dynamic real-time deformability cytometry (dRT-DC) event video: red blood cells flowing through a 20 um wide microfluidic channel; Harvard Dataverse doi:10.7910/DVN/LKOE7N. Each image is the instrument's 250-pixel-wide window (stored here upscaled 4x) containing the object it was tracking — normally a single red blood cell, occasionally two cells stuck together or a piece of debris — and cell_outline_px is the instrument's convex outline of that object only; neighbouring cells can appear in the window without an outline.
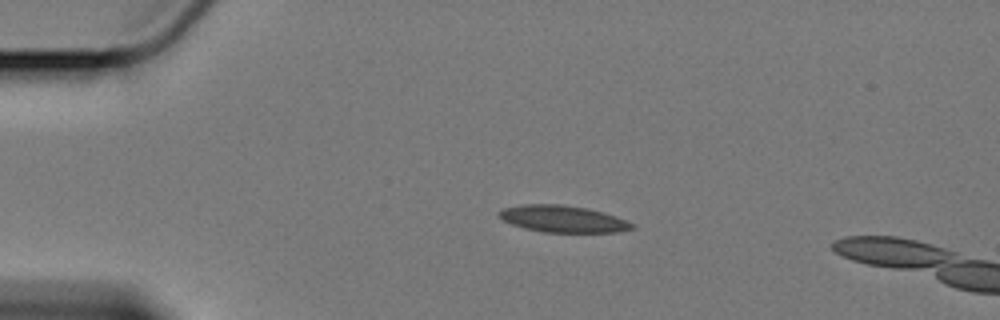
{"species": "Egyptian fruit bat (a non-hibernating species)", "species_latin": "Rousettus aegyptiacus", "temperature_condition": "cold", "stored_images_in_passage": 5, "camera_frame_rate_fps": 3000, "um_per_image_px": 0.085, "animal": {"sex": "female"}, "frame": {"image": 1, "passage_image": 1, "time_ms": 0.0, "image_size_px": [1000, 320], "cell_outline_px": [[636, 228], [616, 232], [544, 232], [524, 228], [512, 224], [496, 216], [496, 212], [504, 208], [524, 204], [560, 204], [588, 208], [604, 212], [616, 216], [636, 224]], "centroid_in_image_um": [47.86, 18.6], "position_along_channel_um": 37.1, "area_um2": 20.92}}